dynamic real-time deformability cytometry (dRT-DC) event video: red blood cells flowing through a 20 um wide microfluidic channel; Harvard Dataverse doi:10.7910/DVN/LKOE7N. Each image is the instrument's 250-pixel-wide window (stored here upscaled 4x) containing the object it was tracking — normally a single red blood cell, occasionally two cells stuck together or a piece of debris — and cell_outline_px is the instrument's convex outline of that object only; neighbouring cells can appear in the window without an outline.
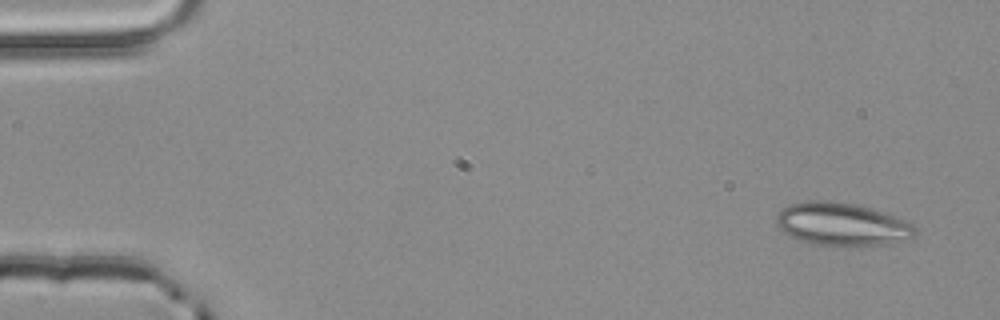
{"species": "common noctule bat (a hibernating species)", "species_latin": "Nyctalus noctula", "temperature_condition": "room temperature", "stored_images_in_passage": 4, "camera_frame_rate_fps": 3000, "um_per_image_px": 0.085, "animal": {"sex": "male", "body_mass_g": 20.4}, "frame": {"image": 1, "passage_image": 1, "time_ms": 0.0, "image_size_px": [1000, 320], "cell_outline_px": [[916, 232], [912, 236], [904, 240], [876, 244], [812, 244], [800, 240], [784, 232], [776, 224], [776, 216], [788, 204], [808, 200], [828, 200], [852, 204], [884, 212], [904, 220], [912, 224], [916, 228]], "centroid_in_image_um": [71.51, 19.02], "position_along_channel_um": 13.5, "area_um2": 33.76}}